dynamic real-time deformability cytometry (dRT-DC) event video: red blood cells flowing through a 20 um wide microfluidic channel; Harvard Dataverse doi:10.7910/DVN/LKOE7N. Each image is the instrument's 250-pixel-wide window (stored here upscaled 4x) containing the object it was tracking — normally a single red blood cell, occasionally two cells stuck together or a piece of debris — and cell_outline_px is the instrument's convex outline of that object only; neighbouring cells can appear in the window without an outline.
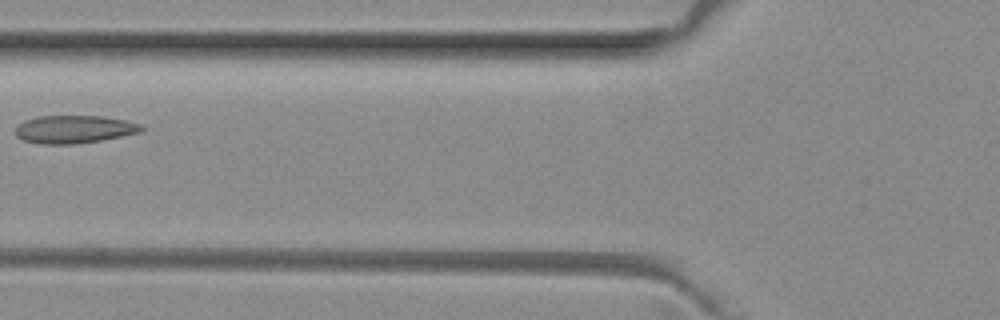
{"species": "common noctule bat (a hibernating species)", "species_latin": "Nyctalus noctula", "temperature_condition": "room temperature", "stored_images_in_passage": 5, "camera_frame_rate_fps": 3000, "um_per_image_px": 0.085, "animal": {"sex": "female", "body_mass_g": 29.2, "forearm_length_mm": 56.3}, "frame": {"image": 1, "passage_image": 4, "time_ms": 1.0, "image_size_px": [1000, 320], "cell_outline_px": [[144, 128], [140, 132], [100, 140], [72, 144], [40, 144], [24, 140], [16, 136], [16, 124], [24, 120], [36, 116], [104, 116], [124, 120], [140, 124]], "centroid_in_image_um": [6.25, 10.98], "position_along_channel_um": 119.6, "area_um2": 20.4}}
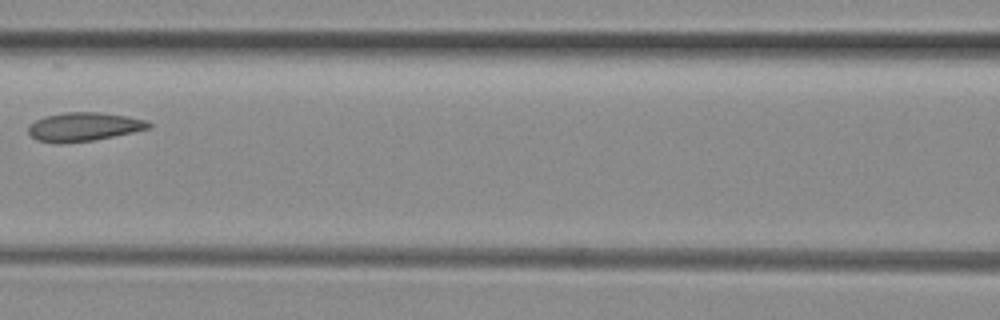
{"frame": {"image": 2, "passage_image": 5, "time_ms": 1.333, "image_size_px": [1000, 320], "cell_outline_px": [[152, 128], [92, 140], [60, 144], [36, 140], [28, 132], [28, 124], [44, 116], [64, 112], [100, 112], [128, 116], [148, 120], [152, 124]], "centroid_in_image_um": [7.12, 10.77], "position_along_channel_um": 159.5, "area_um2": 20.29}}